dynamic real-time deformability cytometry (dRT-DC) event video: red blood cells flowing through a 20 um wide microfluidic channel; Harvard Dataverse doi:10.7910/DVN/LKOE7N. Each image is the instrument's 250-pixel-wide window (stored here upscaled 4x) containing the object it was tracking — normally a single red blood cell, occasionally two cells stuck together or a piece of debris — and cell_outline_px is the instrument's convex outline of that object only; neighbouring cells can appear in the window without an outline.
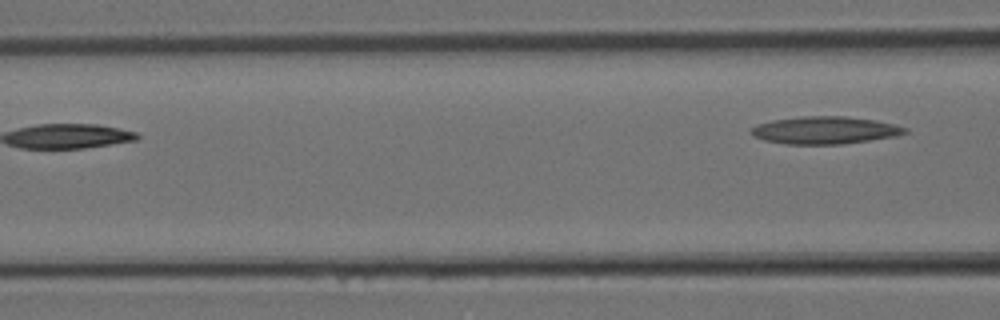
{"species": "Egyptian fruit bat (a non-hibernating species)", "species_latin": "Rousettus aegyptiacus", "temperature_condition": "room temperature", "stored_images_in_passage": 6, "segment_of_instrument_passage": [2, 2], "camera_frame_rate_fps": 3000, "um_per_image_px": 0.085, "animal": {"sex": "female"}, "frame": {"image": 1, "passage_image": 6, "time_ms": 1.667, "image_size_px": [1000, 320], "cell_outline_px": [[908, 132], [892, 136], [844, 144], [784, 144], [764, 140], [752, 136], [748, 132], [756, 124], [772, 120], [800, 116], [844, 116], [872, 120], [896, 124], [908, 128]], "centroid_in_image_um": [70.05, 11.06], "position_along_channel_um": 96.6, "area_um2": 24.62}}